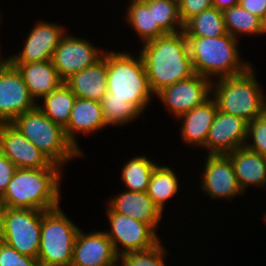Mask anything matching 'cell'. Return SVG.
I'll list each match as a JSON object with an SVG mask.
<instances>
[{
    "mask_svg": "<svg viewBox=\"0 0 266 266\" xmlns=\"http://www.w3.org/2000/svg\"><path fill=\"white\" fill-rule=\"evenodd\" d=\"M183 31L186 37H219L227 34L223 13L213 6L189 19Z\"/></svg>",
    "mask_w": 266,
    "mask_h": 266,
    "instance_id": "obj_24",
    "label": "cell"
},
{
    "mask_svg": "<svg viewBox=\"0 0 266 266\" xmlns=\"http://www.w3.org/2000/svg\"><path fill=\"white\" fill-rule=\"evenodd\" d=\"M0 266H40L37 258L19 253L0 240Z\"/></svg>",
    "mask_w": 266,
    "mask_h": 266,
    "instance_id": "obj_34",
    "label": "cell"
},
{
    "mask_svg": "<svg viewBox=\"0 0 266 266\" xmlns=\"http://www.w3.org/2000/svg\"><path fill=\"white\" fill-rule=\"evenodd\" d=\"M117 264L118 256L105 231L86 234L79 229L70 266H117Z\"/></svg>",
    "mask_w": 266,
    "mask_h": 266,
    "instance_id": "obj_17",
    "label": "cell"
},
{
    "mask_svg": "<svg viewBox=\"0 0 266 266\" xmlns=\"http://www.w3.org/2000/svg\"><path fill=\"white\" fill-rule=\"evenodd\" d=\"M106 209L111 230L105 233L111 240L117 256L128 252L148 250L160 242L156 231L148 224L115 213L109 206ZM118 244L123 246L121 251L118 249L120 248Z\"/></svg>",
    "mask_w": 266,
    "mask_h": 266,
    "instance_id": "obj_9",
    "label": "cell"
},
{
    "mask_svg": "<svg viewBox=\"0 0 266 266\" xmlns=\"http://www.w3.org/2000/svg\"><path fill=\"white\" fill-rule=\"evenodd\" d=\"M262 28H263L264 33H266V13H265L264 18L262 19Z\"/></svg>",
    "mask_w": 266,
    "mask_h": 266,
    "instance_id": "obj_40",
    "label": "cell"
},
{
    "mask_svg": "<svg viewBox=\"0 0 266 266\" xmlns=\"http://www.w3.org/2000/svg\"><path fill=\"white\" fill-rule=\"evenodd\" d=\"M239 4L261 20L266 13V0H239Z\"/></svg>",
    "mask_w": 266,
    "mask_h": 266,
    "instance_id": "obj_37",
    "label": "cell"
},
{
    "mask_svg": "<svg viewBox=\"0 0 266 266\" xmlns=\"http://www.w3.org/2000/svg\"><path fill=\"white\" fill-rule=\"evenodd\" d=\"M226 32L235 37L239 34H264L262 20L246 11L240 4L222 11Z\"/></svg>",
    "mask_w": 266,
    "mask_h": 266,
    "instance_id": "obj_28",
    "label": "cell"
},
{
    "mask_svg": "<svg viewBox=\"0 0 266 266\" xmlns=\"http://www.w3.org/2000/svg\"><path fill=\"white\" fill-rule=\"evenodd\" d=\"M44 212L39 209L5 207L0 240L23 255L37 258Z\"/></svg>",
    "mask_w": 266,
    "mask_h": 266,
    "instance_id": "obj_8",
    "label": "cell"
},
{
    "mask_svg": "<svg viewBox=\"0 0 266 266\" xmlns=\"http://www.w3.org/2000/svg\"><path fill=\"white\" fill-rule=\"evenodd\" d=\"M104 124L120 126L133 121L142 113L128 99L103 97L101 99Z\"/></svg>",
    "mask_w": 266,
    "mask_h": 266,
    "instance_id": "obj_30",
    "label": "cell"
},
{
    "mask_svg": "<svg viewBox=\"0 0 266 266\" xmlns=\"http://www.w3.org/2000/svg\"><path fill=\"white\" fill-rule=\"evenodd\" d=\"M171 2H174L176 3L178 6L180 5V3L183 1V0H169Z\"/></svg>",
    "mask_w": 266,
    "mask_h": 266,
    "instance_id": "obj_41",
    "label": "cell"
},
{
    "mask_svg": "<svg viewBox=\"0 0 266 266\" xmlns=\"http://www.w3.org/2000/svg\"><path fill=\"white\" fill-rule=\"evenodd\" d=\"M5 206L3 205V203L0 200V234L2 231V221H3V211H4Z\"/></svg>",
    "mask_w": 266,
    "mask_h": 266,
    "instance_id": "obj_39",
    "label": "cell"
},
{
    "mask_svg": "<svg viewBox=\"0 0 266 266\" xmlns=\"http://www.w3.org/2000/svg\"><path fill=\"white\" fill-rule=\"evenodd\" d=\"M12 124L61 168L67 161L83 155L67 139L64 128L48 118L38 106L19 115Z\"/></svg>",
    "mask_w": 266,
    "mask_h": 266,
    "instance_id": "obj_6",
    "label": "cell"
},
{
    "mask_svg": "<svg viewBox=\"0 0 266 266\" xmlns=\"http://www.w3.org/2000/svg\"><path fill=\"white\" fill-rule=\"evenodd\" d=\"M64 27L41 21L28 34L22 51L6 58L10 63L52 61L56 47L65 35Z\"/></svg>",
    "mask_w": 266,
    "mask_h": 266,
    "instance_id": "obj_15",
    "label": "cell"
},
{
    "mask_svg": "<svg viewBox=\"0 0 266 266\" xmlns=\"http://www.w3.org/2000/svg\"><path fill=\"white\" fill-rule=\"evenodd\" d=\"M233 164L240 188L244 192L248 185L266 187V156L240 147L226 154Z\"/></svg>",
    "mask_w": 266,
    "mask_h": 266,
    "instance_id": "obj_23",
    "label": "cell"
},
{
    "mask_svg": "<svg viewBox=\"0 0 266 266\" xmlns=\"http://www.w3.org/2000/svg\"><path fill=\"white\" fill-rule=\"evenodd\" d=\"M16 170L15 164L0 151V198L6 191L7 185L11 182Z\"/></svg>",
    "mask_w": 266,
    "mask_h": 266,
    "instance_id": "obj_36",
    "label": "cell"
},
{
    "mask_svg": "<svg viewBox=\"0 0 266 266\" xmlns=\"http://www.w3.org/2000/svg\"><path fill=\"white\" fill-rule=\"evenodd\" d=\"M128 5L126 20L143 43L166 35L158 25H154L153 9L144 0H132Z\"/></svg>",
    "mask_w": 266,
    "mask_h": 266,
    "instance_id": "obj_25",
    "label": "cell"
},
{
    "mask_svg": "<svg viewBox=\"0 0 266 266\" xmlns=\"http://www.w3.org/2000/svg\"><path fill=\"white\" fill-rule=\"evenodd\" d=\"M109 207L120 215H126L148 224L153 230L160 222L163 212L147 192L125 190L109 199Z\"/></svg>",
    "mask_w": 266,
    "mask_h": 266,
    "instance_id": "obj_18",
    "label": "cell"
},
{
    "mask_svg": "<svg viewBox=\"0 0 266 266\" xmlns=\"http://www.w3.org/2000/svg\"><path fill=\"white\" fill-rule=\"evenodd\" d=\"M157 164L146 156H136L122 167V181L128 191L147 192L151 174Z\"/></svg>",
    "mask_w": 266,
    "mask_h": 266,
    "instance_id": "obj_29",
    "label": "cell"
},
{
    "mask_svg": "<svg viewBox=\"0 0 266 266\" xmlns=\"http://www.w3.org/2000/svg\"><path fill=\"white\" fill-rule=\"evenodd\" d=\"M253 141L246 142L245 147L266 156V110L257 118L247 124V139Z\"/></svg>",
    "mask_w": 266,
    "mask_h": 266,
    "instance_id": "obj_33",
    "label": "cell"
},
{
    "mask_svg": "<svg viewBox=\"0 0 266 266\" xmlns=\"http://www.w3.org/2000/svg\"><path fill=\"white\" fill-rule=\"evenodd\" d=\"M201 188L211 198H233L244 195L237 180L231 159L224 154L207 156Z\"/></svg>",
    "mask_w": 266,
    "mask_h": 266,
    "instance_id": "obj_16",
    "label": "cell"
},
{
    "mask_svg": "<svg viewBox=\"0 0 266 266\" xmlns=\"http://www.w3.org/2000/svg\"><path fill=\"white\" fill-rule=\"evenodd\" d=\"M178 178L168 166H155L148 185L147 194L163 212L168 199L173 197L179 188Z\"/></svg>",
    "mask_w": 266,
    "mask_h": 266,
    "instance_id": "obj_27",
    "label": "cell"
},
{
    "mask_svg": "<svg viewBox=\"0 0 266 266\" xmlns=\"http://www.w3.org/2000/svg\"><path fill=\"white\" fill-rule=\"evenodd\" d=\"M76 97L100 102L107 92V51L96 64L64 81Z\"/></svg>",
    "mask_w": 266,
    "mask_h": 266,
    "instance_id": "obj_19",
    "label": "cell"
},
{
    "mask_svg": "<svg viewBox=\"0 0 266 266\" xmlns=\"http://www.w3.org/2000/svg\"><path fill=\"white\" fill-rule=\"evenodd\" d=\"M237 39L228 33L219 37H187L194 73L208 79L236 76L251 65L239 56Z\"/></svg>",
    "mask_w": 266,
    "mask_h": 266,
    "instance_id": "obj_3",
    "label": "cell"
},
{
    "mask_svg": "<svg viewBox=\"0 0 266 266\" xmlns=\"http://www.w3.org/2000/svg\"><path fill=\"white\" fill-rule=\"evenodd\" d=\"M103 52L87 40L65 33L54 51L52 62L59 77L65 81L71 75L96 64L103 58Z\"/></svg>",
    "mask_w": 266,
    "mask_h": 266,
    "instance_id": "obj_12",
    "label": "cell"
},
{
    "mask_svg": "<svg viewBox=\"0 0 266 266\" xmlns=\"http://www.w3.org/2000/svg\"><path fill=\"white\" fill-rule=\"evenodd\" d=\"M144 1L150 9H153L154 25H158L166 34L183 30L184 25L179 16V6L176 3L169 0Z\"/></svg>",
    "mask_w": 266,
    "mask_h": 266,
    "instance_id": "obj_31",
    "label": "cell"
},
{
    "mask_svg": "<svg viewBox=\"0 0 266 266\" xmlns=\"http://www.w3.org/2000/svg\"><path fill=\"white\" fill-rule=\"evenodd\" d=\"M37 106L21 73L7 59L0 61V123H12Z\"/></svg>",
    "mask_w": 266,
    "mask_h": 266,
    "instance_id": "obj_10",
    "label": "cell"
},
{
    "mask_svg": "<svg viewBox=\"0 0 266 266\" xmlns=\"http://www.w3.org/2000/svg\"><path fill=\"white\" fill-rule=\"evenodd\" d=\"M211 89L212 80L195 73L188 79L165 87L156 95L167 110L178 118L208 100Z\"/></svg>",
    "mask_w": 266,
    "mask_h": 266,
    "instance_id": "obj_11",
    "label": "cell"
},
{
    "mask_svg": "<svg viewBox=\"0 0 266 266\" xmlns=\"http://www.w3.org/2000/svg\"><path fill=\"white\" fill-rule=\"evenodd\" d=\"M60 170L17 168L1 202L12 209L48 211L60 206Z\"/></svg>",
    "mask_w": 266,
    "mask_h": 266,
    "instance_id": "obj_2",
    "label": "cell"
},
{
    "mask_svg": "<svg viewBox=\"0 0 266 266\" xmlns=\"http://www.w3.org/2000/svg\"><path fill=\"white\" fill-rule=\"evenodd\" d=\"M250 66L244 73L212 81L211 93L218 110L250 122L266 110L261 87ZM215 91V92H214Z\"/></svg>",
    "mask_w": 266,
    "mask_h": 266,
    "instance_id": "obj_5",
    "label": "cell"
},
{
    "mask_svg": "<svg viewBox=\"0 0 266 266\" xmlns=\"http://www.w3.org/2000/svg\"><path fill=\"white\" fill-rule=\"evenodd\" d=\"M166 253V249L161 242L155 245L153 248L128 252L118 256V266H165L163 257ZM121 260V264L120 261Z\"/></svg>",
    "mask_w": 266,
    "mask_h": 266,
    "instance_id": "obj_32",
    "label": "cell"
},
{
    "mask_svg": "<svg viewBox=\"0 0 266 266\" xmlns=\"http://www.w3.org/2000/svg\"><path fill=\"white\" fill-rule=\"evenodd\" d=\"M104 127L101 102L76 97L64 128L67 139L82 153L74 134L93 133Z\"/></svg>",
    "mask_w": 266,
    "mask_h": 266,
    "instance_id": "obj_20",
    "label": "cell"
},
{
    "mask_svg": "<svg viewBox=\"0 0 266 266\" xmlns=\"http://www.w3.org/2000/svg\"><path fill=\"white\" fill-rule=\"evenodd\" d=\"M212 6V0H183L179 5V16L183 25L195 15Z\"/></svg>",
    "mask_w": 266,
    "mask_h": 266,
    "instance_id": "obj_35",
    "label": "cell"
},
{
    "mask_svg": "<svg viewBox=\"0 0 266 266\" xmlns=\"http://www.w3.org/2000/svg\"><path fill=\"white\" fill-rule=\"evenodd\" d=\"M247 124L243 118L217 111L210 127L205 148L209 155L228 154L244 147L247 140Z\"/></svg>",
    "mask_w": 266,
    "mask_h": 266,
    "instance_id": "obj_14",
    "label": "cell"
},
{
    "mask_svg": "<svg viewBox=\"0 0 266 266\" xmlns=\"http://www.w3.org/2000/svg\"><path fill=\"white\" fill-rule=\"evenodd\" d=\"M79 229L59 206L45 211L37 257L40 266H70Z\"/></svg>",
    "mask_w": 266,
    "mask_h": 266,
    "instance_id": "obj_7",
    "label": "cell"
},
{
    "mask_svg": "<svg viewBox=\"0 0 266 266\" xmlns=\"http://www.w3.org/2000/svg\"><path fill=\"white\" fill-rule=\"evenodd\" d=\"M11 64L21 73L24 83L34 100L53 93L64 83L52 61Z\"/></svg>",
    "mask_w": 266,
    "mask_h": 266,
    "instance_id": "obj_21",
    "label": "cell"
},
{
    "mask_svg": "<svg viewBox=\"0 0 266 266\" xmlns=\"http://www.w3.org/2000/svg\"><path fill=\"white\" fill-rule=\"evenodd\" d=\"M218 111L213 98H209L202 105L180 115L177 119L183 120L181 126L182 139L187 144L204 147L206 139Z\"/></svg>",
    "mask_w": 266,
    "mask_h": 266,
    "instance_id": "obj_22",
    "label": "cell"
},
{
    "mask_svg": "<svg viewBox=\"0 0 266 266\" xmlns=\"http://www.w3.org/2000/svg\"><path fill=\"white\" fill-rule=\"evenodd\" d=\"M213 7H216L218 10H225L236 6L239 4V0H212Z\"/></svg>",
    "mask_w": 266,
    "mask_h": 266,
    "instance_id": "obj_38",
    "label": "cell"
},
{
    "mask_svg": "<svg viewBox=\"0 0 266 266\" xmlns=\"http://www.w3.org/2000/svg\"><path fill=\"white\" fill-rule=\"evenodd\" d=\"M43 99L44 107L37 104L38 108L54 123L65 128L76 99L74 93L63 83L53 93L47 94Z\"/></svg>",
    "mask_w": 266,
    "mask_h": 266,
    "instance_id": "obj_26",
    "label": "cell"
},
{
    "mask_svg": "<svg viewBox=\"0 0 266 266\" xmlns=\"http://www.w3.org/2000/svg\"><path fill=\"white\" fill-rule=\"evenodd\" d=\"M153 94L141 55L107 52V92L104 97L123 98L141 112Z\"/></svg>",
    "mask_w": 266,
    "mask_h": 266,
    "instance_id": "obj_4",
    "label": "cell"
},
{
    "mask_svg": "<svg viewBox=\"0 0 266 266\" xmlns=\"http://www.w3.org/2000/svg\"><path fill=\"white\" fill-rule=\"evenodd\" d=\"M140 55L153 94L195 74L183 30L144 43Z\"/></svg>",
    "mask_w": 266,
    "mask_h": 266,
    "instance_id": "obj_1",
    "label": "cell"
},
{
    "mask_svg": "<svg viewBox=\"0 0 266 266\" xmlns=\"http://www.w3.org/2000/svg\"><path fill=\"white\" fill-rule=\"evenodd\" d=\"M0 151L17 168H61L53 164L12 123H0Z\"/></svg>",
    "mask_w": 266,
    "mask_h": 266,
    "instance_id": "obj_13",
    "label": "cell"
}]
</instances>
